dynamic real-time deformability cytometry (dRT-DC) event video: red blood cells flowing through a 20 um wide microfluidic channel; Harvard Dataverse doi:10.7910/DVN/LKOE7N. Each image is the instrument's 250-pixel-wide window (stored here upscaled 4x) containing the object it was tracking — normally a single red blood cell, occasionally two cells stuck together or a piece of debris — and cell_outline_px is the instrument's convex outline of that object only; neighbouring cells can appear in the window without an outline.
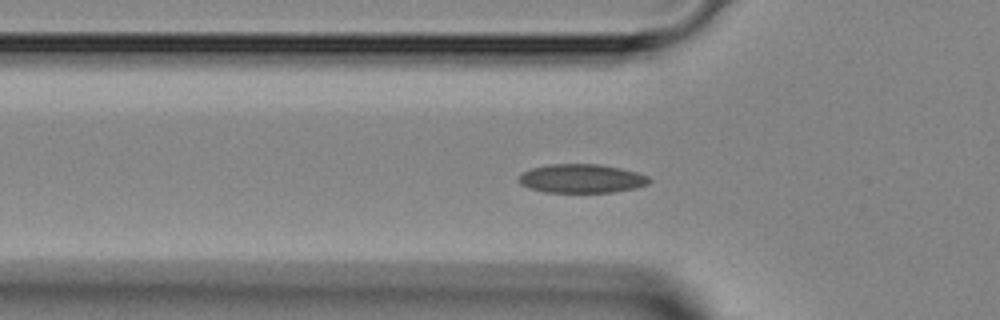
{"species": "Egyptian fruit bat (a non-hibernating species)", "species_latin": "Rousettus aegyptiacus", "temperature_condition": "room temperature", "stored_images_in_passage": 27, "camera_frame_rate_fps": 3000, "um_per_image_px": 0.085, "animal": {"sex": "female"}, "frame": {"image": 1, "passage_image": 2, "time_ms": 0.333, "image_size_px": [1000, 320], "cell_outline_px": [[652, 180], [648, 184], [636, 188], [612, 192], [544, 192], [528, 188], [520, 184], [520, 176], [524, 172], [532, 168], [548, 164], [600, 164], [620, 168], [636, 172], [648, 176]], "centroid_in_image_um": [49.46, 15.18], "position_along_channel_um": 76.3, "area_um2": 21.85}}
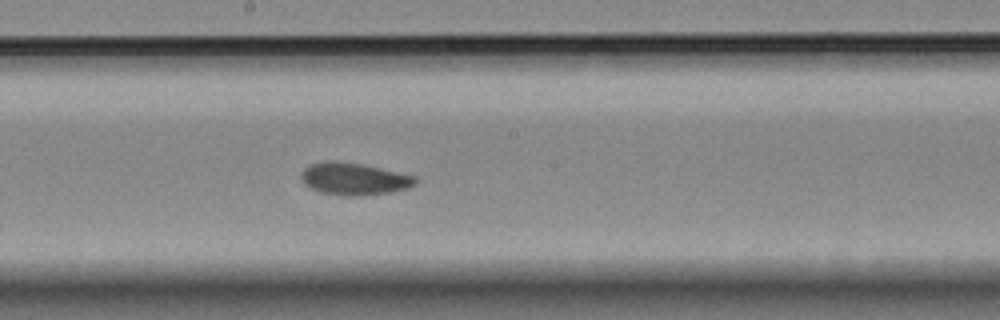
{"frame": {"image": 2, "passage_image": 12, "time_ms": 3.667, "image_size_px": [1000, 320], "cell_outline_px": [[416, 184], [408, 188], [388, 192], [360, 196], [344, 196], [320, 192], [304, 184], [300, 176], [304, 168], [312, 164], [364, 164], [416, 176]], "centroid_in_image_um": [30.15, 15.25], "position_along_channel_um": 218.0, "area_um2": 20.63}}
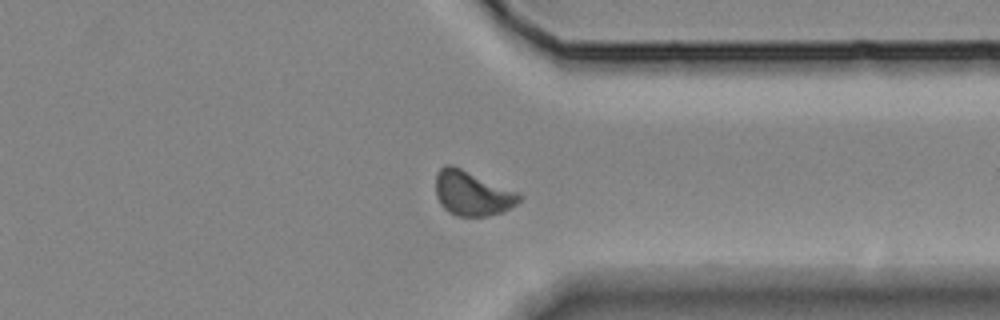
{"frame": {"image": 3, "passage_image": 23, "time_ms": 7.333, "image_size_px": [1000, 320], "cell_outline_px": [[524, 196], [516, 204], [504, 212], [488, 216], [456, 216], [448, 212], [440, 204], [436, 196], [436, 172], [444, 164], [452, 164], [520, 192]], "centroid_in_image_um": [40.15, 16.42], "position_along_channel_um": 371.2, "area_um2": 22.2}}